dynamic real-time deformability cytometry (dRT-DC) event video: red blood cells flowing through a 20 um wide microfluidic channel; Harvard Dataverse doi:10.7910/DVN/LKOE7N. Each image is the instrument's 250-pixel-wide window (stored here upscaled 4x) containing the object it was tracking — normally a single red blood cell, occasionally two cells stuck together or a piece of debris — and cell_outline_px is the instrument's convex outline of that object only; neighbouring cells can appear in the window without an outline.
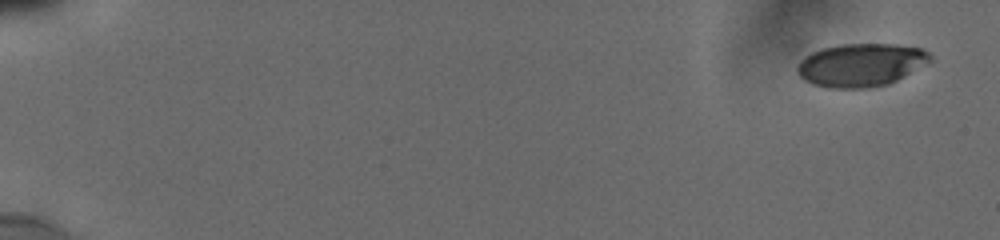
{"species": "human", "species_latin": "Homo sapiens", "temperature_condition": "cold", "stored_images_in_passage": 11, "camera_frame_rate_fps": 3000, "um_per_image_px": 0.085, "donor": {"sex": "male"}, "frame": {"image": 1, "passage_image": 1, "time_ms": 0.0, "image_size_px": [1000, 240], "cell_outline_px": [[932, 60], [904, 76], [888, 84], [872, 88], [828, 88], [804, 80], [800, 76], [796, 68], [800, 60], [812, 52], [820, 48], [840, 44], [896, 44], [924, 48], [932, 56]], "centroid_in_image_um": [73.19, 5.51], "position_along_channel_um": 11.8, "area_um2": 33.47}}
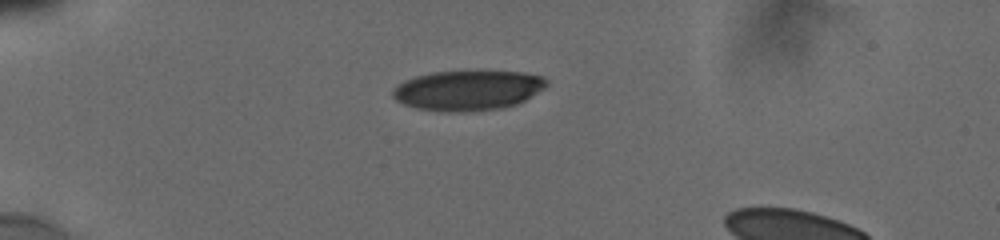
{"frame": {"image": 2, "passage_image": 6, "time_ms": 4.667, "image_size_px": [1000, 240], "cell_outline_px": [[548, 84], [544, 88], [524, 100], [516, 104], [504, 108], [448, 112], [416, 108], [404, 104], [396, 100], [392, 96], [392, 88], [404, 80], [416, 76], [432, 72], [524, 72], [540, 76], [548, 80]], "centroid_in_image_um": [39.74, 7.68], "position_along_channel_um": 45.3, "area_um2": 35.49}}
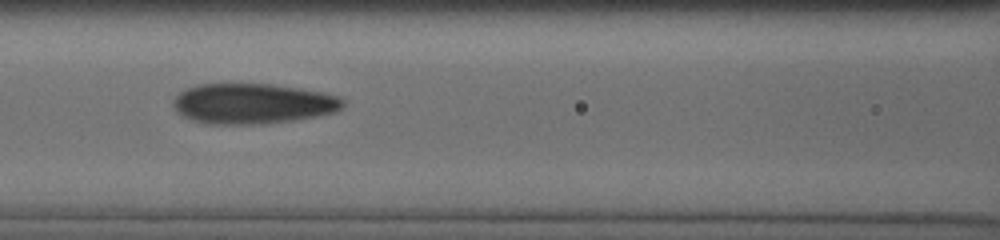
{"frame": {"image": 3, "passage_image": 10, "time_ms": 8.333, "image_size_px": [1000, 240], "cell_outline_px": [[344, 104], [340, 108], [332, 112], [292, 120], [260, 124], [208, 124], [192, 120], [176, 112], [172, 104], [172, 100], [180, 92], [196, 84], [272, 84], [320, 92], [340, 96], [344, 100]], "centroid_in_image_um": [21.42, 8.8], "position_along_channel_um": 145.2, "area_um2": 39.59}}